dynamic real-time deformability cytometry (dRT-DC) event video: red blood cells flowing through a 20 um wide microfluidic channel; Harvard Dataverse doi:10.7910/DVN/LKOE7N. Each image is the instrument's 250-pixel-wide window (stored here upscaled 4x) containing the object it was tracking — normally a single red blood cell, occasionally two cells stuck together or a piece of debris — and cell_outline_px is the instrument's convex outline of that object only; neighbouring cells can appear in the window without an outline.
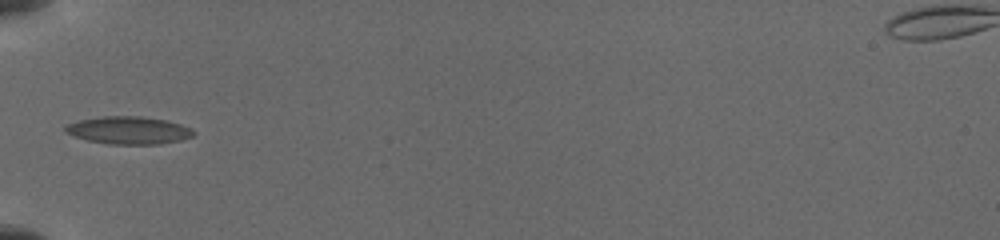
{"species": "common noctule bat (a hibernating species)", "species_latin": "Nyctalus noctula", "temperature_condition": "cold", "stored_images_in_passage": 3, "camera_frame_rate_fps": 3000, "um_per_image_px": 0.085, "animal": {"sex": "female", "body_mass_g": 19.5, "forearm_length_mm": 54.1}, "frame": {"image": 1, "passage_image": 2, "time_ms": 1.0, "image_size_px": [1000, 240], "cell_outline_px": [[196, 132], [192, 136], [180, 140], [160, 144], [108, 144], [88, 140], [64, 132], [64, 128], [68, 124], [80, 120], [104, 116], [140, 116], [168, 120], [192, 128]], "centroid_in_image_um": [10.97, 11.07], "position_along_channel_um": 74.0, "area_um2": 20.58}}